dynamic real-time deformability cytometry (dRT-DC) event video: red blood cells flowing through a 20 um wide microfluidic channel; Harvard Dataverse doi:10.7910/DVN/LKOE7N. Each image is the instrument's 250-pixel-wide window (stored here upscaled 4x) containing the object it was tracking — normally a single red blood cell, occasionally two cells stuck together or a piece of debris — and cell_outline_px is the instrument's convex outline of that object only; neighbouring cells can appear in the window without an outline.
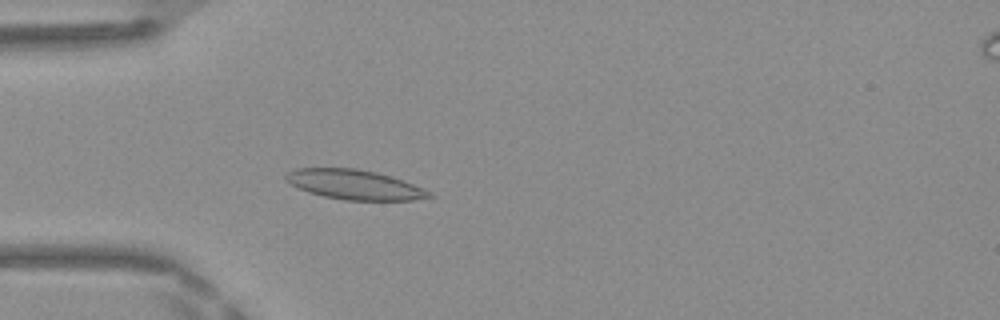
{"species": "Egyptian fruit bat (a non-hibernating species)", "species_latin": "Rousettus aegyptiacus", "temperature_condition": "warm", "stored_images_in_passage": 46, "camera_frame_rate_fps": 3000, "um_per_image_px": 0.085, "frame": {"image": 1, "passage_image": 12, "time_ms": 3.667, "image_size_px": [1000, 320], "cell_outline_px": [[436, 196], [412, 200], [344, 200], [324, 196], [308, 192], [284, 180], [284, 176], [288, 172], [296, 168], [356, 168], [376, 172], [392, 176], [432, 192]], "centroid_in_image_um": [30.14, 15.69], "position_along_channel_um": 54.9, "area_um2": 24.74}}
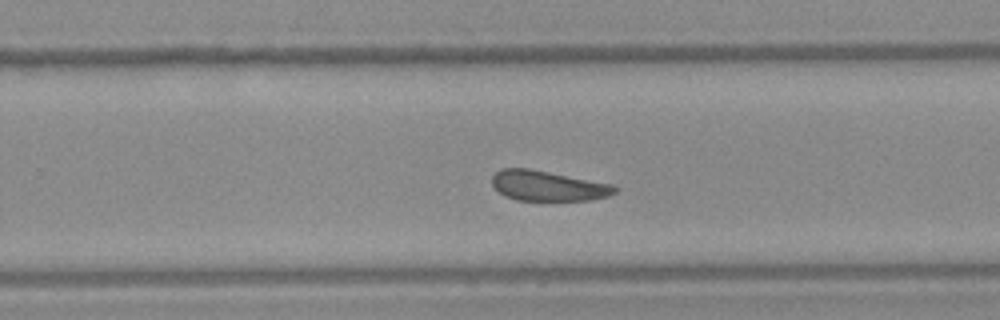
{"frame": {"image": 2, "passage_image": 29, "time_ms": 9.333, "image_size_px": [1000, 320], "cell_outline_px": [[616, 192], [608, 196], [588, 200], [516, 200], [504, 196], [492, 184], [492, 176], [500, 168], [528, 168], [612, 184], [616, 188]], "centroid_in_image_um": [46.54, 15.79], "position_along_channel_um": 283.3, "area_um2": 21.39}}
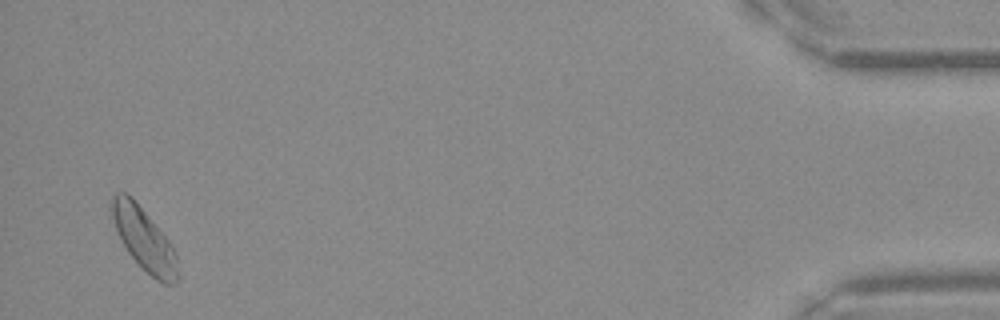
{"frame": {"image": 3, "passage_image": 45, "time_ms": 14.667, "image_size_px": [1000, 320], "cell_outline_px": [[180, 280], [176, 284], [164, 284], [156, 280], [128, 252], [116, 228], [108, 208], [112, 196], [116, 192], [124, 192], [132, 196], [168, 240], [176, 252], [180, 276]], "centroid_in_image_um": [12.26, 20.32], "position_along_channel_um": 422.9, "area_um2": 23.99}, "authors_computed_cell_mechanics": {"area_um2": 23.2934, "velocity_mm_per_s": 4.1493, "shape_relaxation_time_tau1_ms": 7.1094, "shape_relaxation_time_tau2_ms": 3.0087, "deformation_change_tau1": 0.1158, "deformation_change_tau2": 0.0926}}